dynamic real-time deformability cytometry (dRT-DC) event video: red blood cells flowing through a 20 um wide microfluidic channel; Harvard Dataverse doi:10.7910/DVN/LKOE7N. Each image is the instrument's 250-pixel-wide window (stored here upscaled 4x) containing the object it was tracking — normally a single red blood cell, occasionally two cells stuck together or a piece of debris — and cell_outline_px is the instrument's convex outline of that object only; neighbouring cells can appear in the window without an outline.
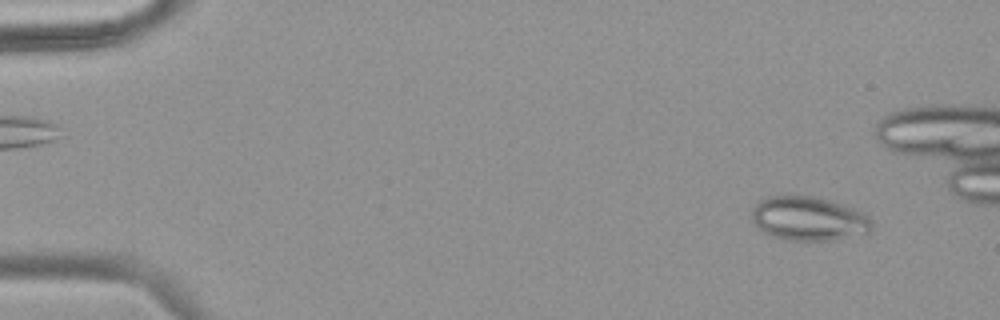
{"species": "common noctule bat (a hibernating species)", "species_latin": "Nyctalus noctula", "temperature_condition": "warm", "stored_images_in_passage": 47, "camera_frame_rate_fps": 3000, "um_per_image_px": 0.085, "animal": {"sex": "female", "body_mass_g": 18.4}, "frame": {"image": 1, "passage_image": 3, "time_ms": 0.667, "image_size_px": [1000, 320], "cell_outline_px": [[872, 232], [840, 240], [788, 240], [772, 236], [764, 232], [752, 220], [752, 208], [756, 200], [768, 196], [784, 192], [792, 192], [820, 196], [856, 208], [868, 216], [872, 220]], "centroid_in_image_um": [68.74, 18.52], "position_along_channel_um": 16.3, "area_um2": 32.31}}
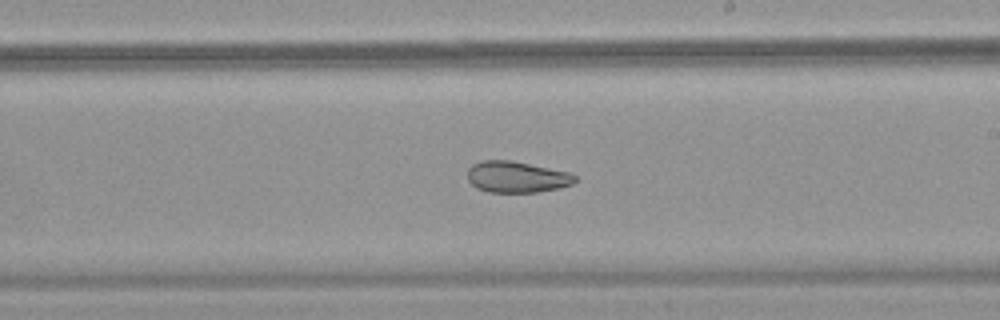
{"frame": {"image": 2, "passage_image": 28, "time_ms": 9.0, "image_size_px": [1000, 320], "cell_outline_px": [[576, 180], [572, 184], [560, 188], [536, 192], [488, 192], [476, 188], [468, 180], [468, 168], [472, 164], [480, 160], [512, 160], [572, 172], [576, 176]], "centroid_in_image_um": [43.93, 15.03], "position_along_channel_um": 245.1, "area_um2": 19.88}}
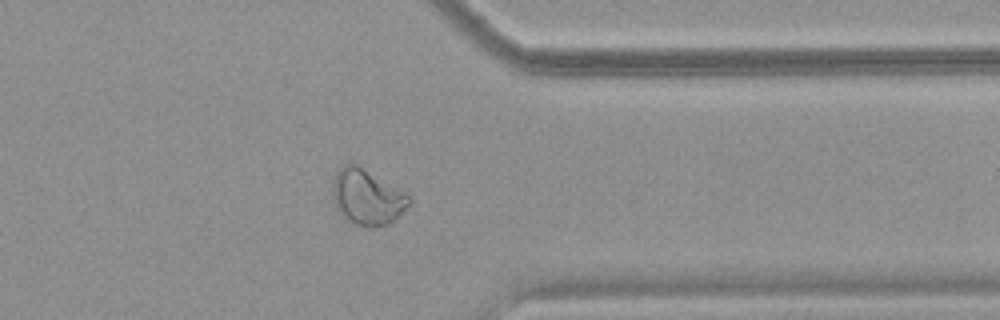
{"frame": {"image": 3, "passage_image": 38, "time_ms": 12.333, "image_size_px": [1000, 320], "cell_outline_px": [[412, 200], [388, 224], [372, 228], [368, 228], [352, 224], [344, 220], [340, 216], [332, 200], [332, 180], [336, 172], [344, 164], [356, 164], [408, 192], [412, 196]], "centroid_in_image_um": [31.16, 16.76], "position_along_channel_um": 380.2, "area_um2": 25.26}}